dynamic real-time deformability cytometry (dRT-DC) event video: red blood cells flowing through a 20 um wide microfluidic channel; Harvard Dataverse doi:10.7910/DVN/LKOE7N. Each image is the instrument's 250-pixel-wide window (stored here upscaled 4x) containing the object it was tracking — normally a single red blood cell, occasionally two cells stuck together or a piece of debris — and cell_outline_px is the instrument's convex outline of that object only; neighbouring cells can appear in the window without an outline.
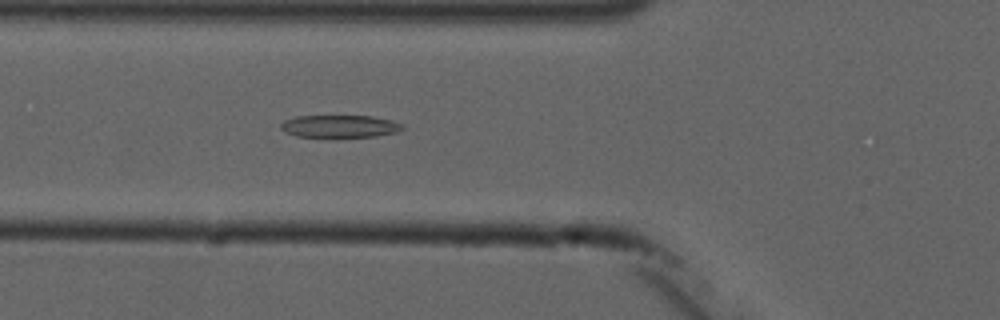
{"species": "common noctule bat (a hibernating species)", "species_latin": "Nyctalus noctula", "temperature_condition": "cold", "stored_images_in_passage": 3, "camera_frame_rate_fps": 3000, "um_per_image_px": 0.085, "animal": {"sex": "male", "forearm_length_mm": 52.5}, "frame": {"image": 1, "passage_image": 3, "time_ms": 2.333, "image_size_px": [1000, 320], "cell_outline_px": [[404, 128], [396, 132], [376, 136], [296, 136], [284, 132], [280, 128], [280, 124], [284, 120], [296, 116], [372, 116], [392, 120], [404, 124]], "centroid_in_image_um": [28.87, 10.72], "position_along_channel_um": 96.9, "area_um2": 15.78}}